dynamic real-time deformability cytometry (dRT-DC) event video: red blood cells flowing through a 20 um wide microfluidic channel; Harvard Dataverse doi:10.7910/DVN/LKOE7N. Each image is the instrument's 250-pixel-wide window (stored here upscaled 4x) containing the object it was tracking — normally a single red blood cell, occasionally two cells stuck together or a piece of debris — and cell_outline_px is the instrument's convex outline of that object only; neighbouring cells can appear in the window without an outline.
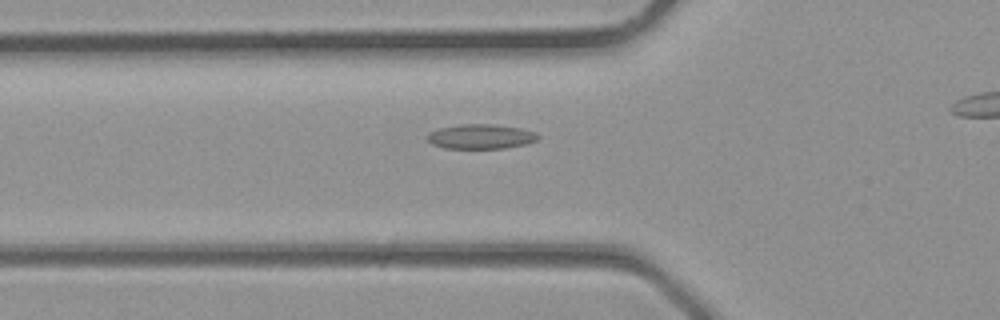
{"species": "common noctule bat (a hibernating species)", "species_latin": "Nyctalus noctula", "temperature_condition": "room temperature", "stored_images_in_passage": 28, "camera_frame_rate_fps": 3000, "um_per_image_px": 0.085, "animal": {"sex": "male", "body_mass_g": 23.1, "forearm_length_mm": 52.7}, "frame": {"image": 1, "passage_image": 11, "time_ms": 3.333, "image_size_px": [1000, 320], "cell_outline_px": [[540, 136], [536, 140], [524, 144], [504, 148], [444, 148], [432, 144], [428, 140], [428, 132], [440, 128], [460, 124], [492, 124], [520, 128], [536, 132]], "centroid_in_image_um": [40.86, 11.6], "position_along_channel_um": 84.9, "area_um2": 15.78}}
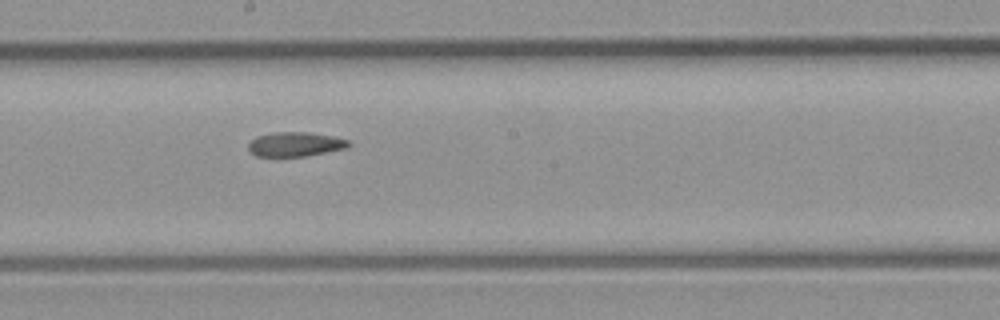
{"frame": {"image": 2, "passage_image": 18, "time_ms": 5.667, "image_size_px": [1000, 320], "cell_outline_px": [[352, 144], [348, 148], [304, 156], [280, 160], [256, 156], [248, 148], [248, 144], [256, 136], [276, 132], [308, 132], [332, 136], [348, 140]], "centroid_in_image_um": [25.06, 12.31], "position_along_channel_um": 223.1, "area_um2": 14.85}}
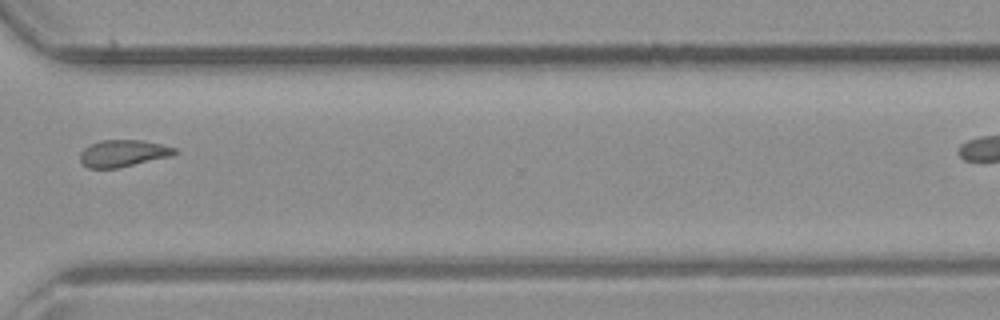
{"frame": {"image": 3, "passage_image": 25, "time_ms": 8.0, "image_size_px": [1000, 320], "cell_outline_px": [[176, 152], [172, 156], [116, 168], [88, 168], [80, 160], [80, 152], [84, 148], [100, 140], [144, 140], [176, 148]], "centroid_in_image_um": [10.46, 13.02], "position_along_channel_um": 360.1, "area_um2": 14.68}}